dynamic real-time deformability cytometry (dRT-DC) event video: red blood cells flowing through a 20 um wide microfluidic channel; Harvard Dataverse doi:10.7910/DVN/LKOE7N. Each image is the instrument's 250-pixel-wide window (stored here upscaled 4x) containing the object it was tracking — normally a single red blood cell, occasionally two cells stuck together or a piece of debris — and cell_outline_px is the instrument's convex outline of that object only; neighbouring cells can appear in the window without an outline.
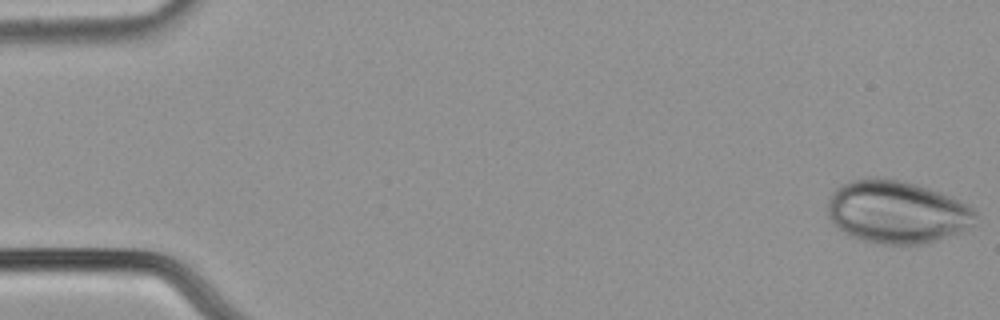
{"species": "common noctule bat (a hibernating species)", "species_latin": "Nyctalus noctula", "temperature_condition": "cold", "stored_images_in_passage": 15, "camera_frame_rate_fps": 3000, "um_per_image_px": 0.085, "animal": {"sex": "male", "body_mass_g": 21.5, "forearm_length_mm": 52.0}, "frame": {"image": 1, "passage_image": 1, "time_ms": 0.0, "image_size_px": [1000, 320], "cell_outline_px": [[976, 216], [972, 224], [964, 232], [924, 244], [880, 244], [860, 240], [844, 232], [832, 224], [828, 216], [828, 200], [832, 192], [840, 184], [852, 180], [868, 176], [900, 180], [916, 184], [952, 196], [968, 204], [976, 212]], "centroid_in_image_um": [76.22, 18.01], "position_along_channel_um": 8.8, "area_um2": 54.62}}